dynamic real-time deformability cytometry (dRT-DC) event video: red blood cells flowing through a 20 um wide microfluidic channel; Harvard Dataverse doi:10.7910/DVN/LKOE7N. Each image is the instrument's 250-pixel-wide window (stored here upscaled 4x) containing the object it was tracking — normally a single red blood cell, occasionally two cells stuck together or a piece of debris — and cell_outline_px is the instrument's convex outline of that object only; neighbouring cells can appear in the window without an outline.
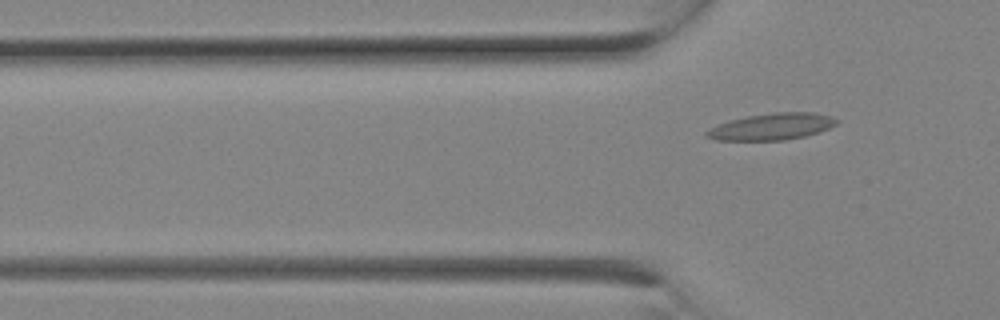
{"species": "Egyptian fruit bat (a non-hibernating species)", "species_latin": "Rousettus aegyptiacus", "temperature_condition": "room temperature", "stored_images_in_passage": 3, "camera_frame_rate_fps": 3000, "um_per_image_px": 0.085, "animal": {"sex": "female"}, "frame": {"image": 1, "passage_image": 3, "time_ms": 0.667, "image_size_px": [1000, 320], "cell_outline_px": [[840, 120], [836, 124], [820, 132], [804, 136], [784, 140], [716, 140], [704, 136], [704, 132], [720, 124], [732, 120], [748, 116], [772, 112], [812, 112], [828, 116]], "centroid_in_image_um": [65.61, 10.76], "position_along_channel_um": 60.2, "area_um2": 19.94}}